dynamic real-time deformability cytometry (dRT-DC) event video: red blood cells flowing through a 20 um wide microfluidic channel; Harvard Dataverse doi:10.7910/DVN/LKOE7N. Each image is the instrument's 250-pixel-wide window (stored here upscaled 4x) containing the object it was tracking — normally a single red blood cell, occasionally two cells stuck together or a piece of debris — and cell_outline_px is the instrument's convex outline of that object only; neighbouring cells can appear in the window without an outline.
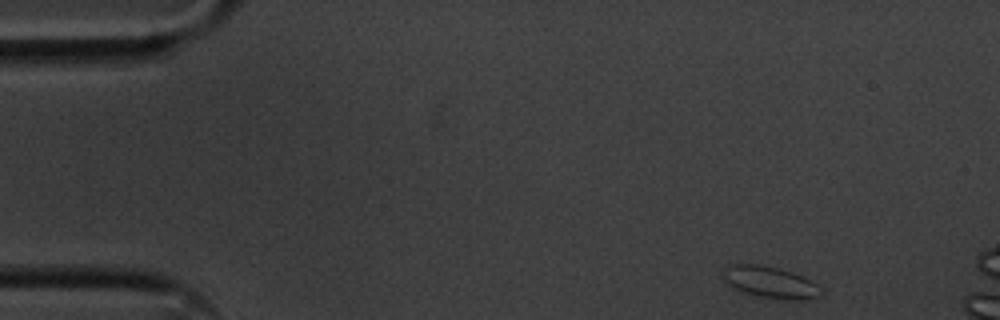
{"species": "common noctule bat (a hibernating species)", "species_latin": "Nyctalus noctula", "temperature_condition": "cold", "stored_images_in_passage": 52, "camera_frame_rate_fps": 3000, "um_per_image_px": 0.085, "animal": {"sex": "male", "body_mass_g": 20.1, "forearm_length_mm": 53.5}, "frame": {"image": 1, "passage_image": 1, "time_ms": 0.0, "image_size_px": [1000, 320], "cell_outline_px": [[824, 292], [820, 296], [800, 300], [788, 300], [760, 296], [740, 292], [732, 288], [728, 284], [724, 276], [724, 272], [728, 264], [756, 264], [780, 268], [804, 276], [812, 280]], "centroid_in_image_um": [65.5, 23.99], "position_along_channel_um": 19.5, "area_um2": 18.15}}
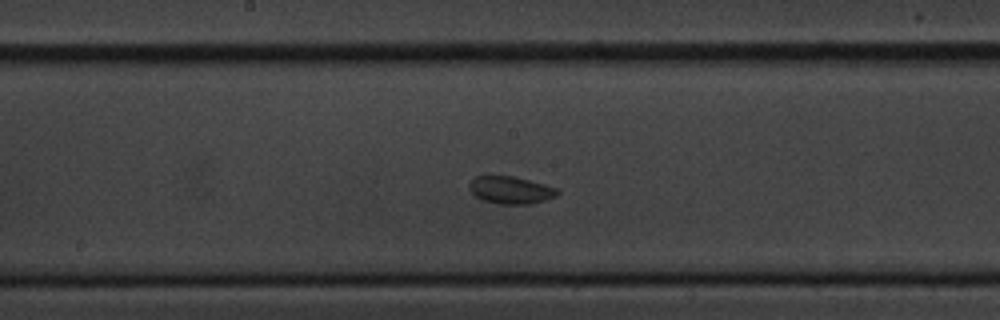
{"frame": {"image": 2, "passage_image": 24, "time_ms": 7.667, "image_size_px": [1000, 320], "cell_outline_px": [[560, 192], [556, 196], [544, 200], [528, 204], [496, 204], [480, 200], [468, 188], [468, 184], [476, 176], [512, 176], [560, 188]], "centroid_in_image_um": [43.4, 16.16], "position_along_channel_um": 204.8, "area_um2": 14.16}}
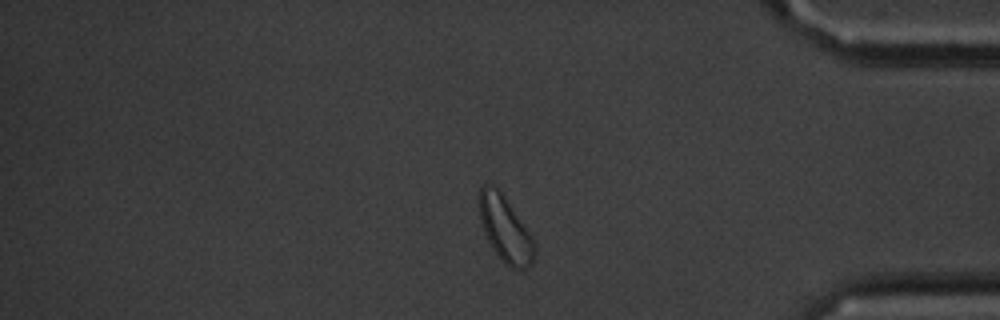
{"frame": {"image": 3, "passage_image": 42, "time_ms": 13.667, "image_size_px": [1000, 320], "cell_outline_px": [[536, 252], [532, 264], [524, 268], [512, 268], [504, 264], [500, 260], [492, 248], [484, 232], [480, 220], [480, 184], [488, 184], [496, 188], [500, 192], [532, 236], [536, 248]], "centroid_in_image_um": [42.95, 19.53], "position_along_channel_um": 392.3, "area_um2": 20.75}}